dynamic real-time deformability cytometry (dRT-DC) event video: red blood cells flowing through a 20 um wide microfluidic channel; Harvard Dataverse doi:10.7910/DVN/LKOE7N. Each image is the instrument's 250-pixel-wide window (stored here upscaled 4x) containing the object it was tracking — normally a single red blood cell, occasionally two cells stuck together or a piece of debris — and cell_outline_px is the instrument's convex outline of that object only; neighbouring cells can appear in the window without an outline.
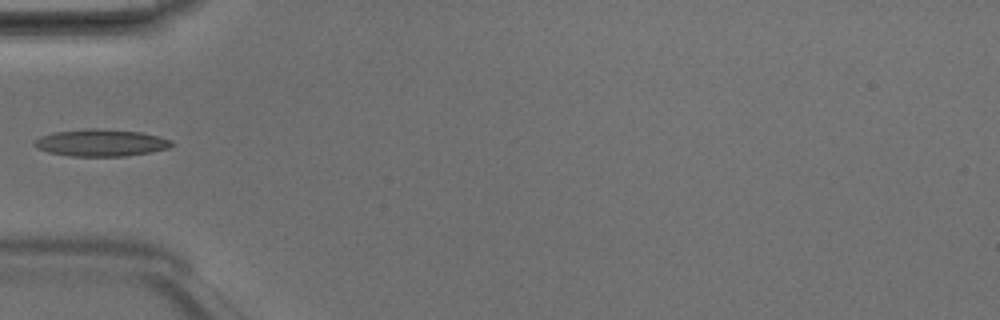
{"species": "Egyptian fruit bat (a non-hibernating species)", "species_latin": "Rousettus aegyptiacus", "temperature_condition": "room temperature", "stored_images_in_passage": 4, "camera_frame_rate_fps": 3000, "um_per_image_px": 0.085, "animal": {"sex": "male"}, "frame": {"image": 1, "passage_image": 3, "time_ms": 0.667, "image_size_px": [1000, 320], "cell_outline_px": [[172, 144], [168, 148], [148, 152], [124, 156], [72, 156], [48, 152], [36, 148], [32, 144], [40, 136], [56, 132], [92, 128], [96, 128], [140, 132], [160, 136], [172, 140]], "centroid_in_image_um": [8.56, 12.13], "position_along_channel_um": 76.4, "area_um2": 21.39}}